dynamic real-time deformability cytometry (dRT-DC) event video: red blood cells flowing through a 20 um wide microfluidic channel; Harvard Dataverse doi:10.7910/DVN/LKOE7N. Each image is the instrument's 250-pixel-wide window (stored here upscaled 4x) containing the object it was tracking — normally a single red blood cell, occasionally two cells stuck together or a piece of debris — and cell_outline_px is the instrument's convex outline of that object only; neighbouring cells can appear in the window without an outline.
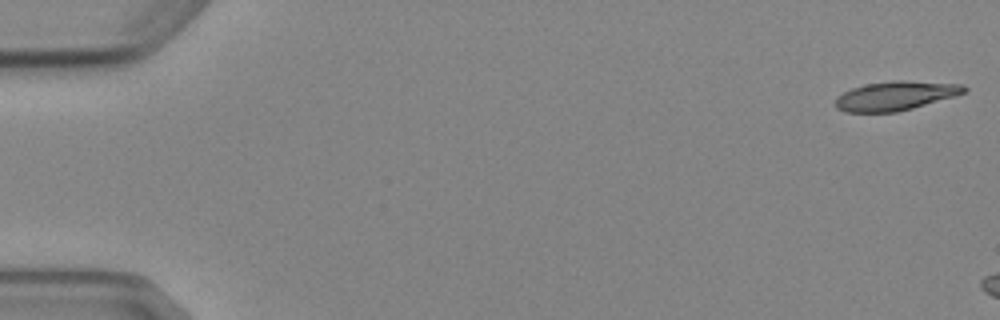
{"species": "Egyptian fruit bat (a non-hibernating species)", "species_latin": "Rousettus aegyptiacus", "temperature_condition": "cold", "stored_images_in_passage": 5, "camera_frame_rate_fps": 3000, "um_per_image_px": 0.085, "animal": {"sex": "female"}, "frame": {"image": 1, "passage_image": 1, "time_ms": 0.0, "image_size_px": [1000, 320], "cell_outline_px": [[968, 88], [964, 92], [956, 96], [912, 108], [896, 112], [844, 112], [836, 108], [836, 100], [844, 92], [852, 88], [868, 84], [900, 80], [960, 84]], "centroid_in_image_um": [76.13, 8.15], "position_along_channel_um": 8.9, "area_um2": 21.44}}